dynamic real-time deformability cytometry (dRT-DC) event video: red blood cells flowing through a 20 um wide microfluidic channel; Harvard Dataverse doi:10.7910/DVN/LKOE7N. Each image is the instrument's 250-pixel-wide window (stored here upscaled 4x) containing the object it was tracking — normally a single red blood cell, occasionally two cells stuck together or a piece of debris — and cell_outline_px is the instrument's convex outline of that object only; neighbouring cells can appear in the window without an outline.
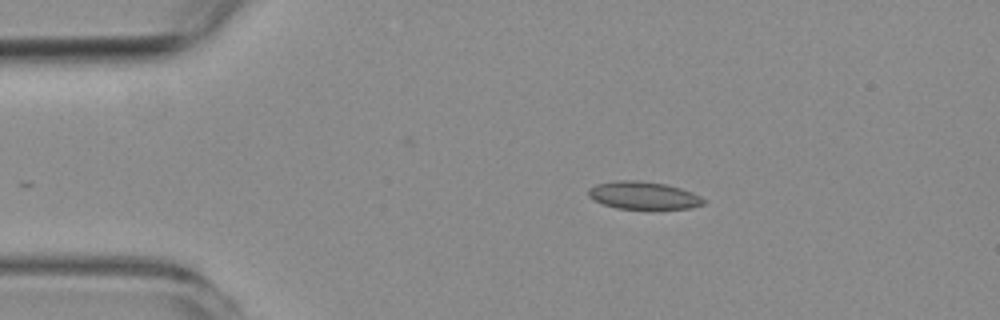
{"species": "common noctule bat (a hibernating species)", "species_latin": "Nyctalus noctula", "temperature_condition": "room temperature", "stored_images_in_passage": 33, "camera_frame_rate_fps": 3000, "um_per_image_px": 0.085, "animal": {"sex": "female", "body_mass_g": 19.3, "forearm_length_mm": 54.1}, "frame": {"image": 1, "passage_image": 1, "time_ms": 0.0, "image_size_px": [1000, 320], "cell_outline_px": [[704, 204], [692, 208], [616, 208], [604, 204], [588, 196], [588, 188], [596, 184], [616, 180], [636, 180], [668, 184], [692, 192], [700, 196], [704, 200]], "centroid_in_image_um": [54.68, 16.59], "position_along_channel_um": 30.3, "area_um2": 18.38}}
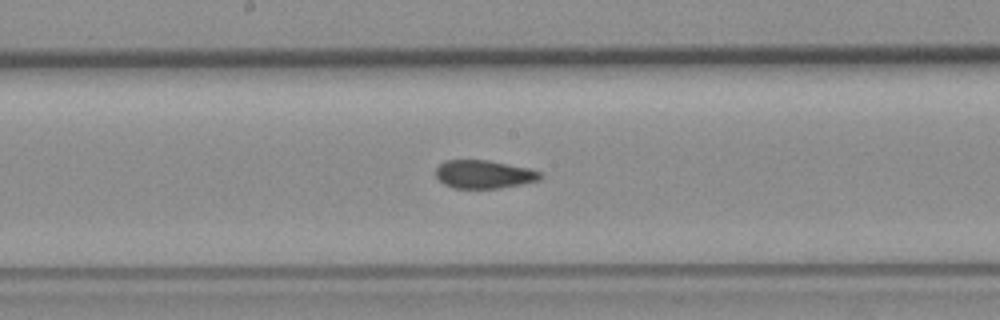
{"frame": {"image": 2, "passage_image": 19, "time_ms": 6.0, "image_size_px": [1000, 320], "cell_outline_px": [[544, 176], [540, 180], [500, 188], [452, 188], [444, 184], [436, 176], [436, 168], [444, 160], [488, 160], [528, 168], [540, 172]], "centroid_in_image_um": [41.13, 14.81], "position_along_channel_um": 207.1, "area_um2": 17.17}}
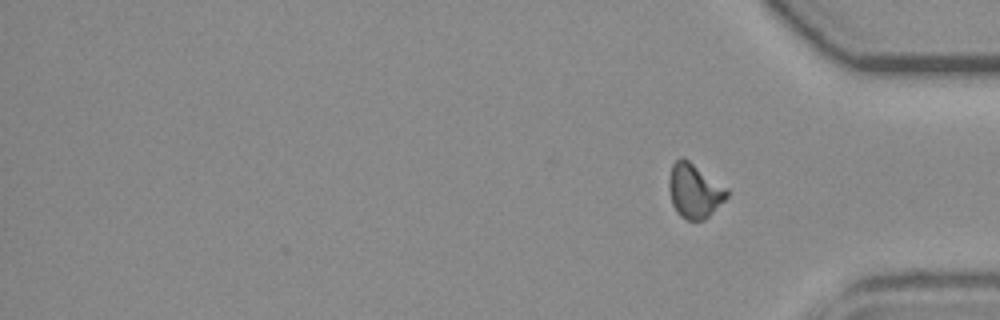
{"frame": {"image": 3, "passage_image": 33, "time_ms": 10.667, "image_size_px": [1000, 320], "cell_outline_px": [[728, 196], [704, 220], [688, 220], [680, 216], [676, 212], [672, 204], [668, 188], [668, 180], [672, 164], [680, 156], [688, 160], [728, 188]], "centroid_in_image_um": [59.0, 16.21], "position_along_channel_um": 376.2, "area_um2": 18.32}, "authors_computed_cell_mechanics": {"area_um2": 18.0914, "velocity_mm_per_s": 3.7594, "shape_relaxation_time_tau1_ms": 10.923, "shape_relaxation_time_tau2_ms": 1.0283, "deformation_change_tau1": 0.2194, "deformation_change_tau2": 0.0579}}